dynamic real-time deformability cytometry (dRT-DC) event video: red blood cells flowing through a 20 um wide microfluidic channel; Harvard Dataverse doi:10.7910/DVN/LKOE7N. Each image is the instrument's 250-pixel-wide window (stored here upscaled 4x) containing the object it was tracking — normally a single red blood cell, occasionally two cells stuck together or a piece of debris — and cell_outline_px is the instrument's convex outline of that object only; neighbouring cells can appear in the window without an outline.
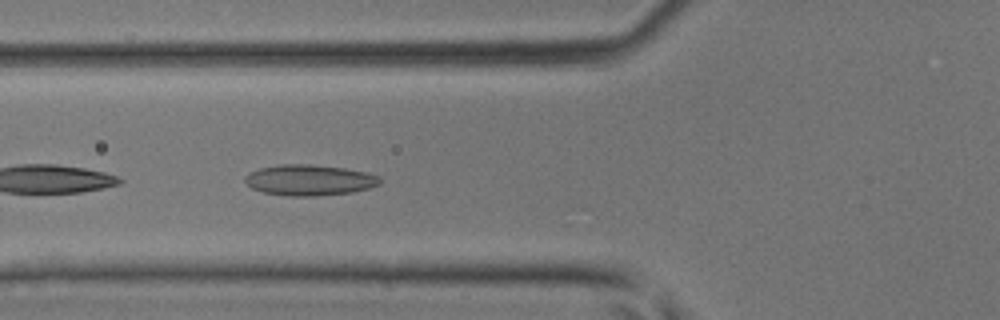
{"species": "common noctule bat (a hibernating species)", "species_latin": "Nyctalus noctula", "temperature_condition": "room temperature", "stored_images_in_passage": 42, "camera_frame_rate_fps": 3000, "um_per_image_px": 0.085, "animal": {"sex": "male", "body_mass_g": 17.9, "forearm_length_mm": 54.2}, "frame": {"image": 1, "passage_image": 14, "time_ms": 4.333, "image_size_px": [1000, 320], "cell_outline_px": [[380, 184], [368, 188], [352, 192], [316, 196], [292, 196], [264, 192], [252, 188], [244, 180], [244, 176], [248, 172], [260, 168], [280, 164], [312, 164], [344, 168], [368, 172], [380, 176]], "centroid_in_image_um": [26.3, 15.29], "position_along_channel_um": 99.5, "area_um2": 24.28}}
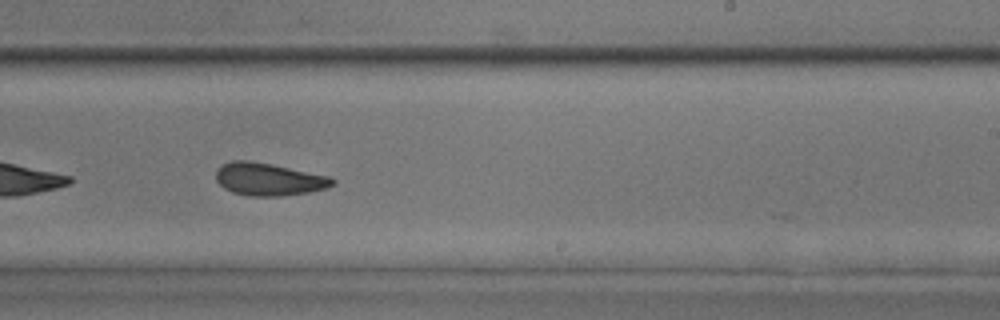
{"frame": {"image": 2, "passage_image": 25, "time_ms": 8.0, "image_size_px": [1000, 320], "cell_outline_px": [[336, 184], [328, 188], [308, 192], [280, 196], [248, 196], [232, 192], [224, 188], [216, 180], [216, 168], [220, 164], [232, 160], [248, 160], [272, 164], [328, 176], [336, 180]], "centroid_in_image_um": [22.82, 15.23], "position_along_channel_um": 266.2, "area_um2": 22.31}}
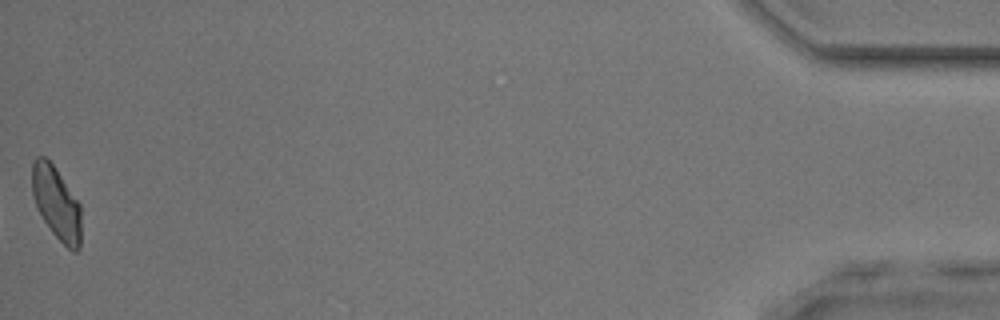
{"frame": {"image": 3, "passage_image": 42, "time_ms": 13.667, "image_size_px": [1000, 320], "cell_outline_px": [[80, 248], [76, 252], [72, 252], [52, 232], [36, 208], [32, 192], [32, 160], [36, 156], [44, 156], [56, 168], [80, 204]], "centroid_in_image_um": [4.78, 17.25], "position_along_channel_um": 430.4, "area_um2": 20.81}}